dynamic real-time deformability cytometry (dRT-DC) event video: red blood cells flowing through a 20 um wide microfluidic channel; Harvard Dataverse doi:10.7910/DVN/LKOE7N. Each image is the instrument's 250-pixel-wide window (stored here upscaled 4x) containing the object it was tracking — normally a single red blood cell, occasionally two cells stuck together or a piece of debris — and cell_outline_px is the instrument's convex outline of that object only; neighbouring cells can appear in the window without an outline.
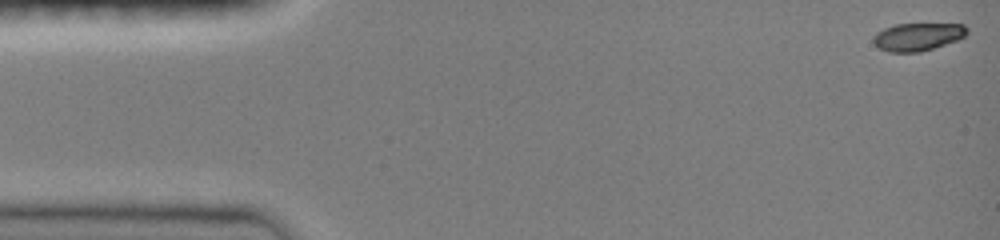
{"species": "common noctule bat (a hibernating species)", "species_latin": "Nyctalus noctula", "temperature_condition": "room temperature", "stored_images_in_passage": 10, "camera_frame_rate_fps": 3000, "um_per_image_px": 0.085, "animal": {"sex": "female", "body_mass_g": 19.0, "forearm_length_mm": 51.5}, "frame": {"image": 1, "passage_image": 1, "time_ms": 0.0, "image_size_px": [1000, 240], "cell_outline_px": [[968, 32], [964, 36], [956, 40], [920, 52], [888, 52], [880, 48], [872, 40], [876, 32], [884, 28], [896, 24], [964, 24], [968, 28]], "centroid_in_image_um": [78.0, 3.11], "position_along_channel_um": 7.0, "area_um2": 15.03}}
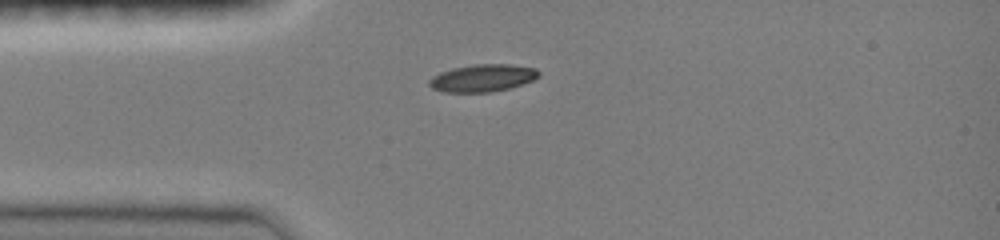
{"frame": {"image": 2, "passage_image": 7, "time_ms": 2.0, "image_size_px": [1000, 240], "cell_outline_px": [[540, 76], [532, 80], [508, 88], [492, 92], [444, 92], [432, 88], [428, 84], [428, 80], [432, 76], [440, 72], [452, 68], [472, 64], [512, 64], [536, 68], [540, 72]], "centroid_in_image_um": [41.0, 6.62], "position_along_channel_um": 44.0, "area_um2": 17.57}}
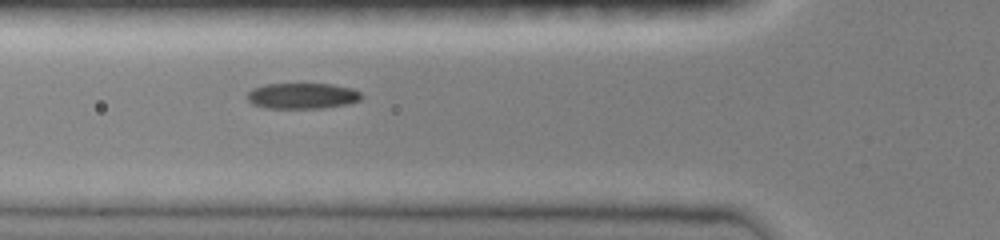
{"frame": {"image": 3, "passage_image": 10, "time_ms": 3.0, "image_size_px": [1000, 240], "cell_outline_px": [[364, 96], [360, 100], [348, 104], [324, 108], [264, 108], [252, 104], [248, 100], [248, 92], [252, 88], [264, 84], [332, 84], [352, 88], [360, 92]], "centroid_in_image_um": [25.71, 8.15], "position_along_channel_um": 100.1, "area_um2": 17.34}}